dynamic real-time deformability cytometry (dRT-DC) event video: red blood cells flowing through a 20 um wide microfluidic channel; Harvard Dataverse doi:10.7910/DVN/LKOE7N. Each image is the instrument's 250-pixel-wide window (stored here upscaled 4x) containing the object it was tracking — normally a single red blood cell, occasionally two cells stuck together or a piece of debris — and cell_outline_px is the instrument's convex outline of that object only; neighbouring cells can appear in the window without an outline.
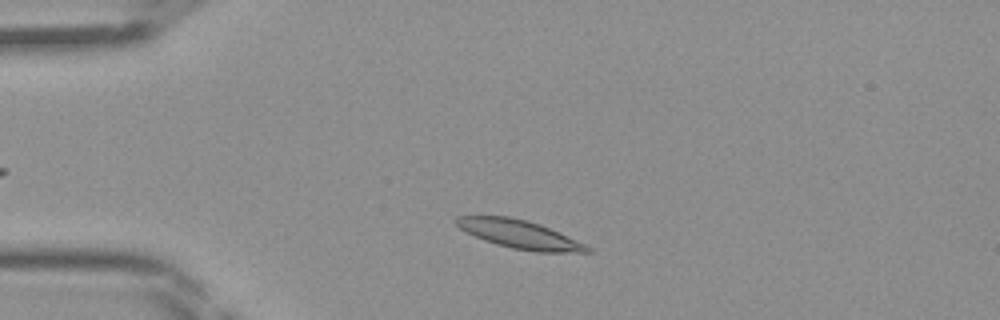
{"species": "Egyptian fruit bat (a non-hibernating species)", "species_latin": "Rousettus aegyptiacus", "temperature_condition": "room temperature", "stored_images_in_passage": 39, "camera_frame_rate_fps": 3000, "um_per_image_px": 0.085, "frame": {"image": 1, "passage_image": 5, "time_ms": 1.333, "image_size_px": [1000, 320], "cell_outline_px": [[592, 252], [536, 252], [512, 248], [496, 244], [484, 240], [464, 232], [452, 220], [456, 216], [508, 216], [528, 220], [540, 224], [576, 240], [592, 248]], "centroid_in_image_um": [44.11, 19.91], "position_along_channel_um": 40.9, "area_um2": 21.68}}
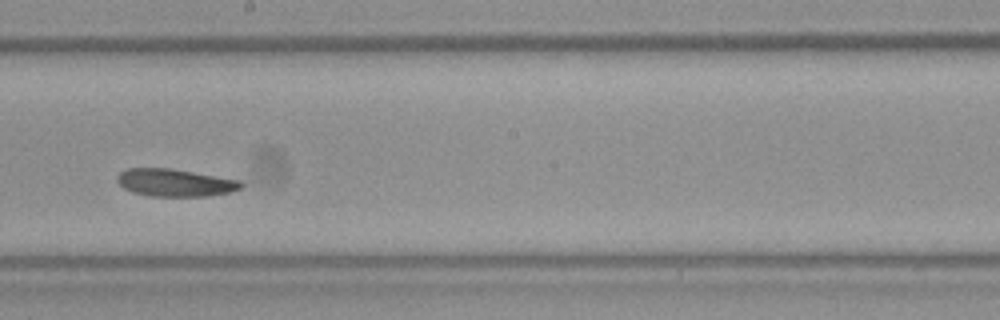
{"frame": {"image": 2, "passage_image": 20, "time_ms": 6.333, "image_size_px": [1000, 320], "cell_outline_px": [[244, 184], [240, 188], [232, 192], [208, 196], [152, 196], [132, 192], [124, 188], [116, 180], [116, 176], [120, 172], [128, 168], [172, 168], [240, 180]], "centroid_in_image_um": [14.88, 15.52], "position_along_channel_um": 233.3, "area_um2": 19.94}}
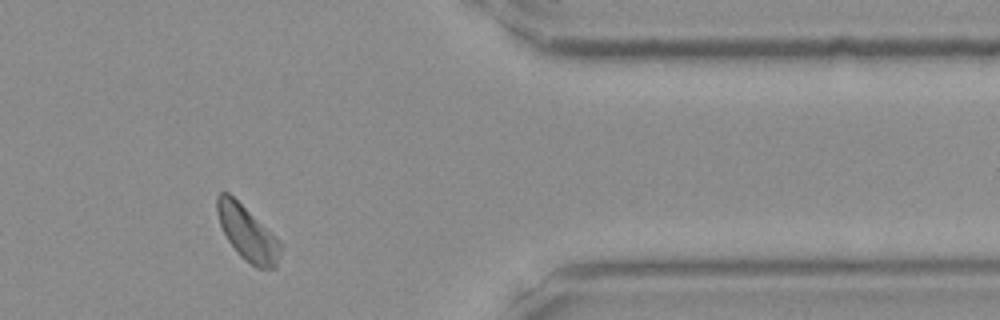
{"frame": {"image": 3, "passage_image": 32, "time_ms": 10.333, "image_size_px": [1000, 320], "cell_outline_px": [[284, 244], [276, 268], [256, 268], [244, 260], [236, 252], [228, 240], [220, 224], [216, 212], [216, 196], [220, 192], [228, 192], [276, 236]], "centroid_in_image_um": [21.05, 19.84], "position_along_channel_um": 390.3, "area_um2": 20.35}}